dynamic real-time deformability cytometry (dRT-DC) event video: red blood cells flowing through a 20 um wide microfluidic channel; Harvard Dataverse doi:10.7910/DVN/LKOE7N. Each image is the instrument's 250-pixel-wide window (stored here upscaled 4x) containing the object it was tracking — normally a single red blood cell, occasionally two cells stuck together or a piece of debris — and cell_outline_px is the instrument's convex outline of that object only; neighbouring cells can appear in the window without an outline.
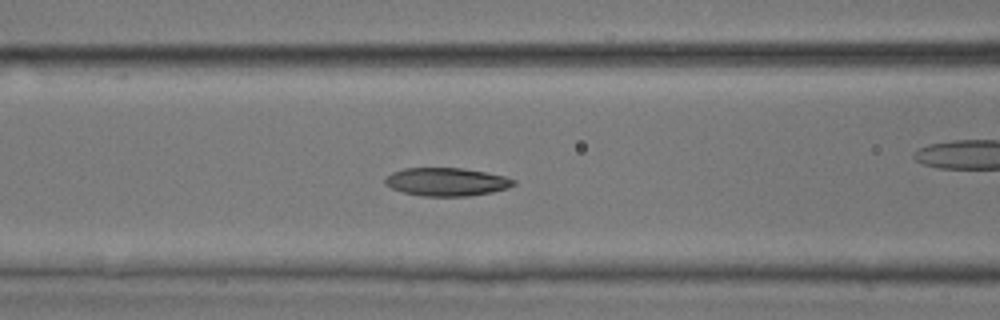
{"species": "common noctule bat (a hibernating species)", "species_latin": "Nyctalus noctula", "temperature_condition": "room temperature", "stored_images_in_passage": 47, "camera_frame_rate_fps": 3000, "um_per_image_px": 0.085, "animal": {"sex": "male", "body_mass_g": 17.9, "forearm_length_mm": 54.2}, "frame": {"image": 1, "passage_image": 19, "time_ms": 6.0, "image_size_px": [1000, 320], "cell_outline_px": [[516, 184], [508, 188], [492, 192], [468, 196], [424, 196], [404, 192], [392, 188], [384, 184], [384, 180], [392, 172], [404, 168], [464, 168], [504, 176], [516, 180]], "centroid_in_image_um": [37.97, 15.45], "position_along_channel_um": 128.6, "area_um2": 21.04}}
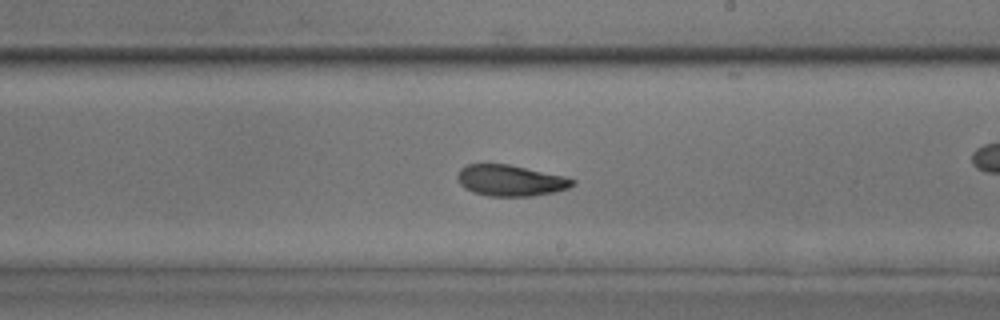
{"frame": {"image": 2, "passage_image": 27, "time_ms": 8.667, "image_size_px": [1000, 320], "cell_outline_px": [[576, 184], [568, 188], [552, 192], [532, 196], [488, 196], [472, 192], [464, 188], [460, 184], [456, 176], [460, 168], [468, 164], [508, 164], [564, 176], [576, 180]], "centroid_in_image_um": [43.37, 15.34], "position_along_channel_um": 245.6, "area_um2": 20.87}}
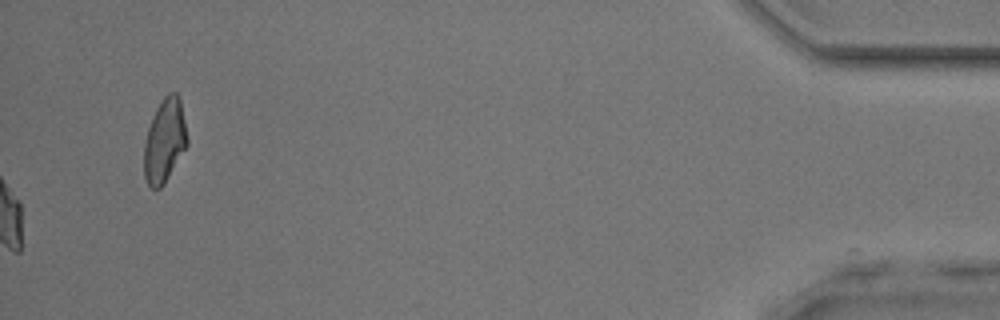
{"frame": {"image": 3, "passage_image": 47, "time_ms": 15.333, "image_size_px": [1000, 320], "cell_outline_px": [[188, 144], [164, 184], [160, 188], [152, 188], [148, 184], [144, 176], [144, 144], [148, 128], [152, 116], [156, 108], [164, 96], [168, 92], [176, 92], [180, 96], [188, 140]], "centroid_in_image_um": [13.99, 11.93], "position_along_channel_um": 421.2, "area_um2": 21.1}}